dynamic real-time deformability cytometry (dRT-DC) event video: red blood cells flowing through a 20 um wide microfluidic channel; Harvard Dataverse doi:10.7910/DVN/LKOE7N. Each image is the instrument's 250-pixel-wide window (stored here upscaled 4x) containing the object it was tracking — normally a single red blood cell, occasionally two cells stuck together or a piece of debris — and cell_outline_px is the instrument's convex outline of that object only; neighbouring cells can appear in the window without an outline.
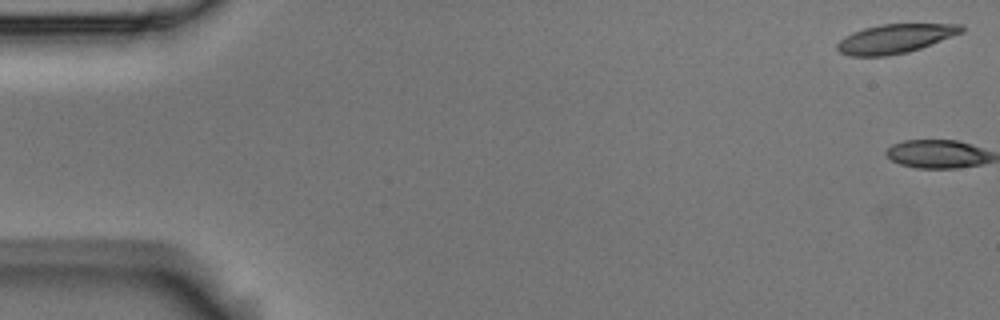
{"species": "Egyptian fruit bat (a non-hibernating species)", "species_latin": "Rousettus aegyptiacus", "temperature_condition": "room temperature", "stored_images_in_passage": 7, "camera_frame_rate_fps": 3000, "um_per_image_px": 0.085, "animal": {"sex": "male"}, "frame": {"image": 1, "passage_image": 1, "time_ms": 0.0, "image_size_px": [1000, 320], "cell_outline_px": [[964, 32], [920, 48], [908, 52], [888, 56], [848, 56], [840, 52], [836, 48], [836, 44], [844, 36], [852, 32], [864, 28], [880, 24], [960, 24], [964, 28]], "centroid_in_image_um": [76.05, 3.29], "position_along_channel_um": 8.9, "area_um2": 21.1}}
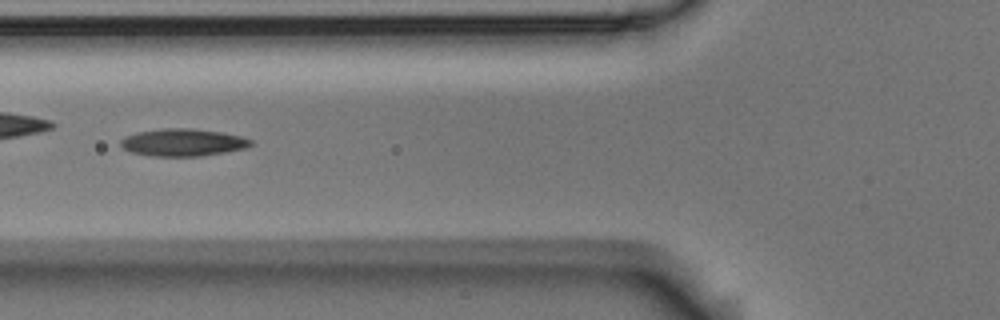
{"frame": {"image": 2, "passage_image": 7, "time_ms": 2.0, "image_size_px": [1000, 320], "cell_outline_px": [[252, 144], [244, 148], [224, 152], [200, 156], [152, 156], [132, 152], [124, 148], [120, 144], [120, 140], [124, 136], [136, 132], [164, 128], [192, 128], [224, 132], [240, 136], [252, 140]], "centroid_in_image_um": [15.53, 12.09], "position_along_channel_um": 110.3, "area_um2": 20.75}}